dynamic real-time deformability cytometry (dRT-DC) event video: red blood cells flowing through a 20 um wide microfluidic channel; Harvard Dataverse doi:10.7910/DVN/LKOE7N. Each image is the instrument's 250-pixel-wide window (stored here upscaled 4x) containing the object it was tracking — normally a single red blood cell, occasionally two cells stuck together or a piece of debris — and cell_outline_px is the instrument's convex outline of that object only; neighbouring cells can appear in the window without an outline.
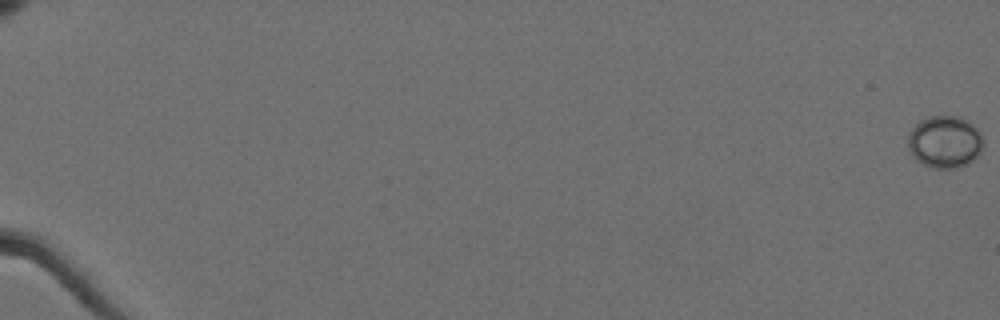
{"species": "Egyptian fruit bat (a non-hibernating species)", "species_latin": "Rousettus aegyptiacus", "temperature_condition": "cold", "stored_images_in_passage": 61, "camera_frame_rate_fps": 3000, "um_per_image_px": 0.085, "animal": {"sex": "female"}, "frame": {"image": 1, "passage_image": 1, "time_ms": 0.0, "image_size_px": [1000, 320], "cell_outline_px": [[984, 144], [980, 152], [968, 164], [952, 168], [932, 168], [916, 160], [912, 156], [908, 148], [908, 136], [912, 128], [920, 120], [928, 116], [960, 116], [968, 120], [980, 132], [984, 140]], "centroid_in_image_um": [80.31, 12.04], "position_along_channel_um": 4.7, "area_um2": 23.06}}
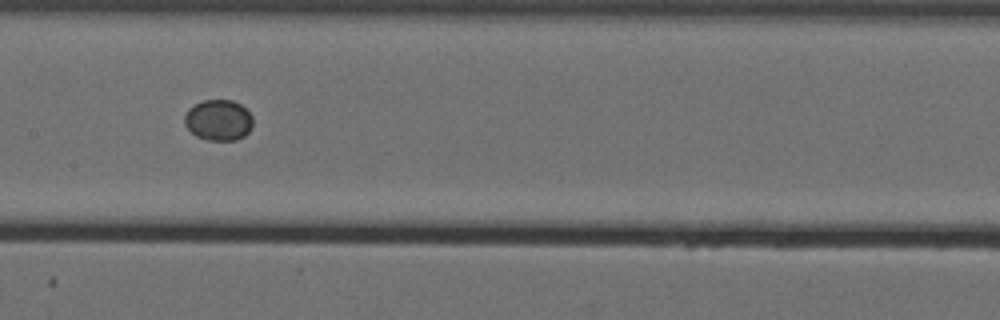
{"frame": {"image": 2, "passage_image": 35, "time_ms": 11.333, "image_size_px": [1000, 320], "cell_outline_px": [[252, 128], [244, 136], [236, 140], [208, 140], [196, 136], [184, 124], [184, 116], [188, 108], [204, 100], [232, 100], [240, 104], [252, 116]], "centroid_in_image_um": [18.56, 10.21], "position_along_channel_um": 188.8, "area_um2": 16.24}}
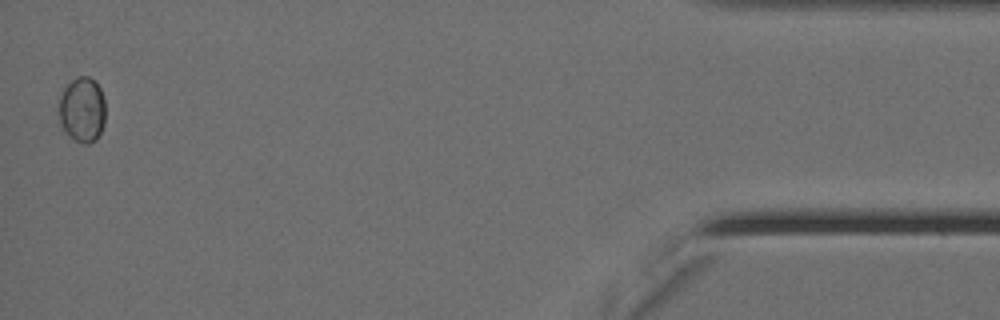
{"frame": {"image": 3, "passage_image": 61, "time_ms": 20.0, "image_size_px": [1000, 320], "cell_outline_px": [[104, 124], [96, 140], [88, 144], [84, 144], [76, 140], [60, 124], [56, 108], [60, 96], [64, 88], [76, 76], [88, 76], [100, 88], [104, 100]], "centroid_in_image_um": [6.96, 9.31], "position_along_channel_um": 428.2, "area_um2": 17.69}}